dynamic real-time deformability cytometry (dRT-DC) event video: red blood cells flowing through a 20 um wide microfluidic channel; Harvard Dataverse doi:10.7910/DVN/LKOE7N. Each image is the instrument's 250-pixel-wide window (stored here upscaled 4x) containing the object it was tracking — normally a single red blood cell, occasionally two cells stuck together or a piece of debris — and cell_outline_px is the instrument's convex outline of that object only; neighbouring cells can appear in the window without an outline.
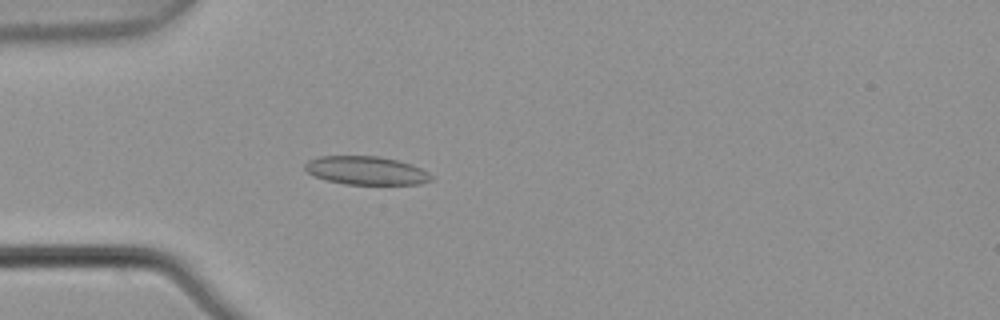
{"species": "common noctule bat (a hibernating species)", "species_latin": "Nyctalus noctula", "temperature_condition": "warm", "stored_images_in_passage": 3, "camera_frame_rate_fps": 3000, "um_per_image_px": 0.085, "animal": {"sex": "male", "body_mass_g": 21.5, "forearm_length_mm": 52.0}, "frame": {"image": 1, "passage_image": 3, "time_ms": 0.667, "image_size_px": [1000, 320], "cell_outline_px": [[432, 180], [420, 184], [344, 184], [324, 180], [312, 176], [304, 168], [304, 164], [308, 160], [320, 156], [380, 156], [412, 164], [428, 172], [432, 176]], "centroid_in_image_um": [31.09, 14.49], "position_along_channel_um": 53.9, "area_um2": 21.04}}